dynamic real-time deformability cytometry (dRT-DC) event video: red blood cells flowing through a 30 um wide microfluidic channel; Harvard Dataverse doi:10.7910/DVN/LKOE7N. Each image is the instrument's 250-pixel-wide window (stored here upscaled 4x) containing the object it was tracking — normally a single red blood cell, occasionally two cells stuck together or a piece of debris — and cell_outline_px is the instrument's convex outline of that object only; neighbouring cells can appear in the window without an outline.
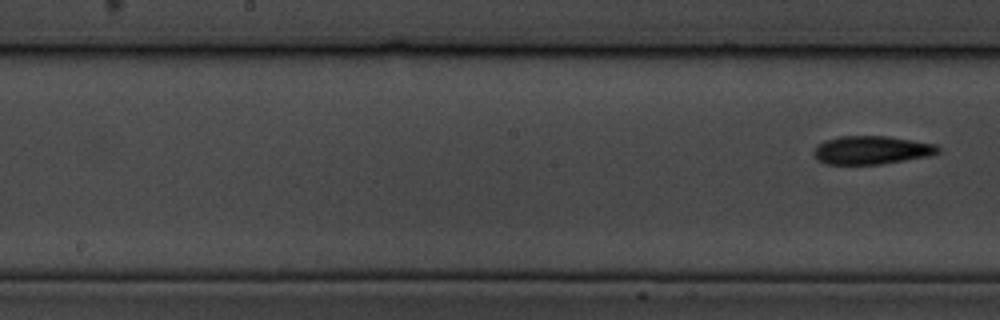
{"species": "common noctule bat (a hibernating species)", "species_latin": "Nyctalus noctula", "temperature_condition": "cold", "stored_images_in_passage": 10, "segment_of_instrument_passage": [2, 2], "camera_frame_rate_fps": 3000, "um_per_image_px": 0.085, "animal": {"sex": "male", "body_mass_g": 19.5, "forearm_length_mm": 54.6}, "frame": {"image": 1, "passage_image": 10, "time_ms": 11.333, "image_size_px": [1000, 320], "cell_outline_px": [[940, 152], [928, 156], [880, 164], [824, 164], [816, 160], [812, 152], [816, 144], [824, 140], [840, 136], [888, 136], [936, 144], [940, 148]], "centroid_in_image_um": [74.02, 12.75], "position_along_channel_um": 174.2, "area_um2": 20.69}}